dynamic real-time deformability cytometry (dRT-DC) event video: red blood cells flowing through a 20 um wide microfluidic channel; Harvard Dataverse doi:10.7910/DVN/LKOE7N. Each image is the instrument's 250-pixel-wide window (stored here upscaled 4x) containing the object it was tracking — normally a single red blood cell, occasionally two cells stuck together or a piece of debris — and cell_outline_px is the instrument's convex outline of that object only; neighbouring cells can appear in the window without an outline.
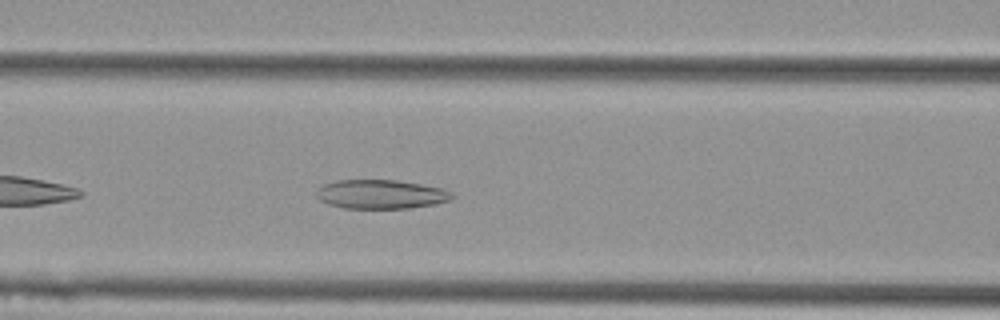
{"species": "Egyptian fruit bat (a non-hibernating species)", "species_latin": "Rousettus aegyptiacus", "temperature_condition": "cold", "stored_images_in_passage": 39, "camera_frame_rate_fps": 3000, "um_per_image_px": 0.085, "animal": {"sex": "female"}, "frame": {"image": 1, "passage_image": 8, "time_ms": 2.333, "image_size_px": [1000, 320], "cell_outline_px": [[452, 200], [436, 204], [408, 208], [344, 208], [328, 204], [320, 200], [316, 196], [316, 192], [324, 184], [336, 180], [396, 180], [420, 184], [440, 188], [452, 192]], "centroid_in_image_um": [32.37, 16.51], "position_along_channel_um": 134.2, "area_um2": 22.83}}
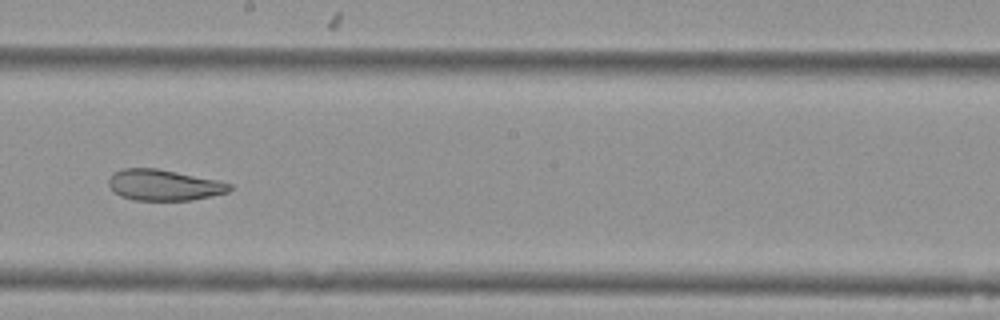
{"frame": {"image": 2, "passage_image": 16, "time_ms": 5.0, "image_size_px": [1000, 320], "cell_outline_px": [[232, 188], [228, 192], [212, 196], [192, 200], [132, 200], [120, 196], [112, 192], [108, 184], [108, 180], [112, 172], [120, 168], [156, 168], [216, 180], [232, 184]], "centroid_in_image_um": [13.87, 15.73], "position_along_channel_um": 234.3, "area_um2": 21.96}}
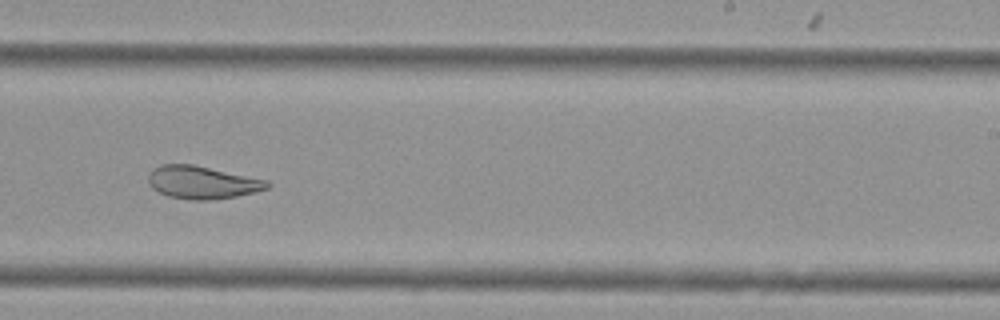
{"frame": {"image": 3, "passage_image": 19, "time_ms": 6.0, "image_size_px": [1000, 320], "cell_outline_px": [[272, 184], [268, 188], [256, 192], [236, 196], [208, 200], [192, 200], [168, 196], [152, 188], [148, 184], [148, 176], [152, 168], [160, 164], [192, 164], [268, 180]], "centroid_in_image_um": [17.18, 15.5], "position_along_channel_um": 271.8, "area_um2": 22.77}, "authors_computed_cell_mechanics": {"area_um2": 25.3742, "velocity_mm_per_s": 3.7713, "shape_relaxation_time_tau1_ms": null, "shape_relaxation_time_tau2_ms": 2.5096, "deformation_change_tau1": null, "deformation_change_tau2": 0.0964}}